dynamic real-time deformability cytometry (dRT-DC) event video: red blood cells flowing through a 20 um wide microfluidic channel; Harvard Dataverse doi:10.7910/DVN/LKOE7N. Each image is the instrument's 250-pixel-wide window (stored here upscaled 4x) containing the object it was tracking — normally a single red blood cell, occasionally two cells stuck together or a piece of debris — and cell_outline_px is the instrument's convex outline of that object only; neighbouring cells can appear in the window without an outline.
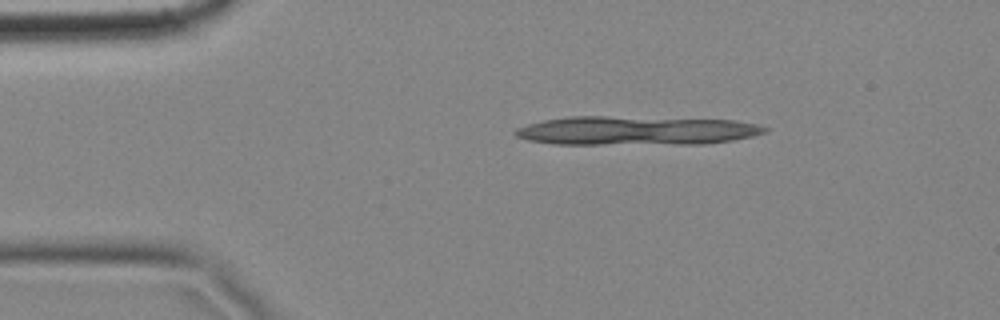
{"species": "common noctule bat (a hibernating species)", "species_latin": "Nyctalus noctula", "temperature_condition": "cold", "stored_images_in_passage": 4, "segment_of_instrument_passage": [1, 2], "camera_frame_rate_fps": 3000, "um_per_image_px": 0.085, "animal": {"sex": "female", "body_mass_g": 18.4}, "frame": {"image": 1, "passage_image": 2, "time_ms": 0.333, "image_size_px": [1000, 320], "cell_outline_px": [[768, 132], [752, 136], [732, 140], [704, 144], [556, 144], [528, 140], [516, 136], [512, 132], [516, 128], [528, 124], [544, 120], [568, 116], [604, 116], [736, 120], [760, 124], [768, 128]], "centroid_in_image_um": [54.1, 11.1], "position_along_channel_um": 30.9, "area_um2": 42.31}}